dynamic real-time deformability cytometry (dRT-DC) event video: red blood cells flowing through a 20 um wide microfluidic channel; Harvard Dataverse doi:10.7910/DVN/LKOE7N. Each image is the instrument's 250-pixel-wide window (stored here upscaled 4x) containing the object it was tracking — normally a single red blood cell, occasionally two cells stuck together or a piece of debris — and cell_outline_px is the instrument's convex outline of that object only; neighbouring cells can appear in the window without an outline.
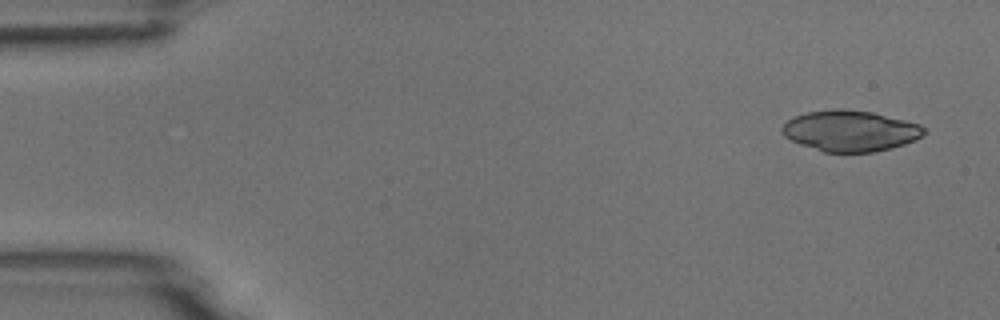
{"species": "common noctule bat (a hibernating species)", "species_latin": "Nyctalus noctula", "temperature_condition": "room temperature", "stored_images_in_passage": 4, "camera_frame_rate_fps": 3000, "um_per_image_px": 0.085, "animal": {"sex": "male", "body_mass_g": 18.8}, "frame": {"image": 1, "passage_image": 1, "time_ms": 0.0, "image_size_px": [1000, 320], "cell_outline_px": [[928, 132], [904, 144], [892, 148], [872, 152], [824, 152], [800, 144], [784, 136], [780, 132], [780, 128], [788, 120], [796, 116], [808, 112], [836, 108], [844, 108], [872, 112], [920, 124], [928, 128]], "centroid_in_image_um": [72.27, 11.12], "position_along_channel_um": 12.7, "area_um2": 33.87}}